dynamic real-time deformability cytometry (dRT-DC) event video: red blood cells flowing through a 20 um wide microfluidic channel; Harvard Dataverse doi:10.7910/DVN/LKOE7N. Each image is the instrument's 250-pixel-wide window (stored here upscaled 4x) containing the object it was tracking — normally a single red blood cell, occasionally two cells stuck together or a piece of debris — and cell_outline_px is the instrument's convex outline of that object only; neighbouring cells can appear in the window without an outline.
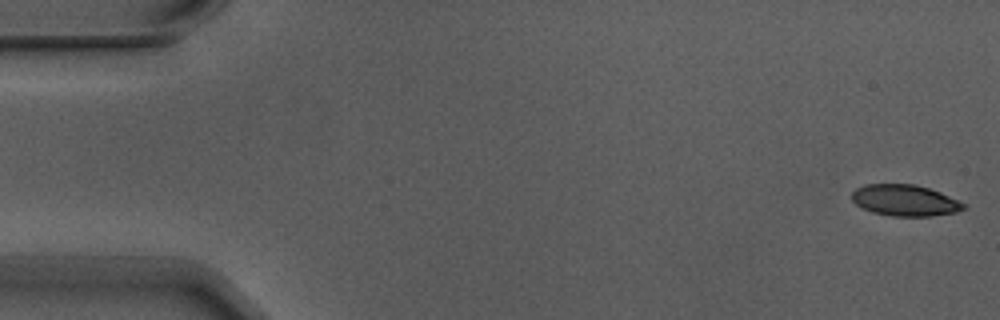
{"species": "Egyptian fruit bat (a non-hibernating species)", "species_latin": "Rousettus aegyptiacus", "temperature_condition": "warm", "stored_images_in_passage": 5, "segment_of_instrument_passage": [1, 2], "camera_frame_rate_fps": 3000, "um_per_image_px": 0.085, "animal": {"sex": "male"}, "frame": {"image": 1, "passage_image": 1, "time_ms": 0.0, "image_size_px": [1000, 320], "cell_outline_px": [[968, 208], [956, 212], [932, 216], [892, 216], [872, 212], [856, 204], [852, 200], [852, 192], [856, 188], [864, 184], [916, 184], [940, 192], [960, 200], [968, 204]], "centroid_in_image_um": [76.97, 17.03], "position_along_channel_um": 8.0, "area_um2": 20.58}}
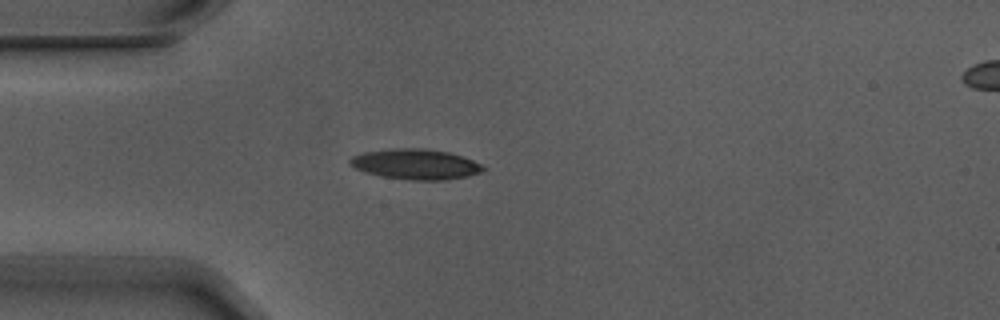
{"frame": {"image": 2, "passage_image": 4, "time_ms": 1.0, "image_size_px": [1000, 320], "cell_outline_px": [[488, 168], [480, 172], [468, 176], [444, 180], [408, 180], [384, 176], [364, 172], [356, 168], [348, 160], [352, 156], [364, 152], [392, 148], [424, 148], [448, 152], [472, 160]], "centroid_in_image_um": [35.33, 13.95], "position_along_channel_um": 49.7, "area_um2": 23.41}}